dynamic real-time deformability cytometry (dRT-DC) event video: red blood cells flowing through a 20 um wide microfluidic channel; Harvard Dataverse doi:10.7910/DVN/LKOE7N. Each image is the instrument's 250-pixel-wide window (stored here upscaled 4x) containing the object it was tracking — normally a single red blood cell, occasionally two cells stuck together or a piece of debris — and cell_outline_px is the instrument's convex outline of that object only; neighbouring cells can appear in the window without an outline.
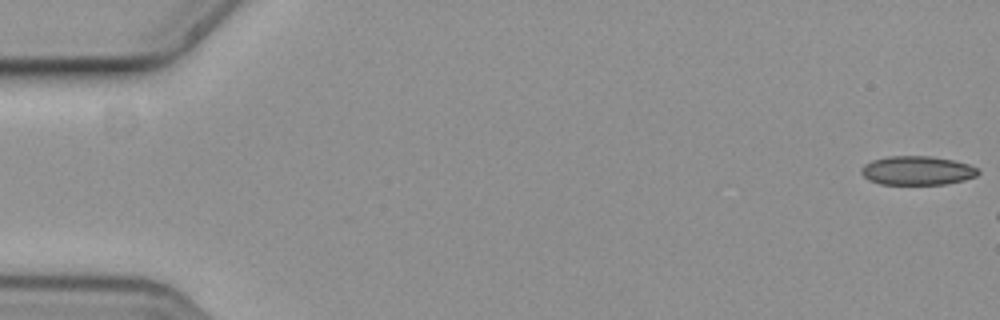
{"species": "common noctule bat (a hibernating species)", "species_latin": "Nyctalus noctula", "temperature_condition": "cold", "stored_images_in_passage": 8, "camera_frame_rate_fps": 3000, "um_per_image_px": 0.085, "animal": {"sex": "female", "body_mass_g": 19.3, "forearm_length_mm": 54.1}, "frame": {"image": 1, "passage_image": 1, "time_ms": 0.0, "image_size_px": [1000, 320], "cell_outline_px": [[980, 172], [976, 176], [964, 180], [944, 184], [880, 184], [868, 180], [860, 172], [860, 168], [864, 164], [872, 160], [888, 156], [928, 156], [952, 160], [968, 164], [976, 168]], "centroid_in_image_um": [77.92, 14.5], "position_along_channel_um": 7.1, "area_um2": 19.65}}